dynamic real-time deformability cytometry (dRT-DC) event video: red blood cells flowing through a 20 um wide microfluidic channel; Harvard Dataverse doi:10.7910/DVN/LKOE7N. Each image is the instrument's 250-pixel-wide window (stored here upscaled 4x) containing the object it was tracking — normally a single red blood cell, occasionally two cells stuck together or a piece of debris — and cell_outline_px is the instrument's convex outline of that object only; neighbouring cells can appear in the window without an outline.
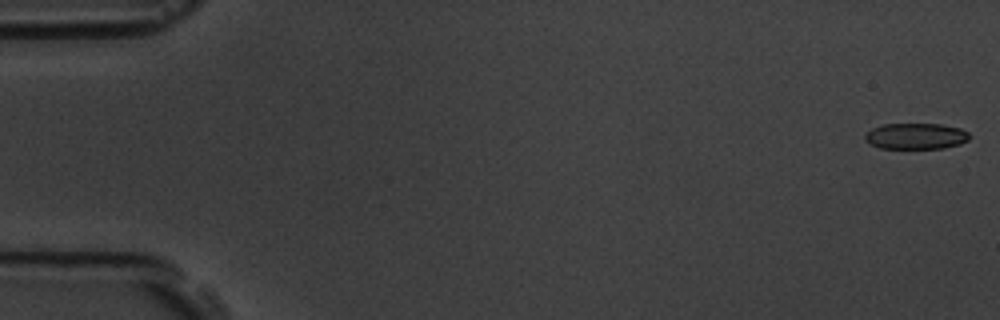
{"species": "common noctule bat (a hibernating species)", "species_latin": "Nyctalus noctula", "temperature_condition": "room temperature", "stored_images_in_passage": 17, "camera_frame_rate_fps": 3000, "um_per_image_px": 0.085, "animal": {"sex": "male", "body_mass_g": 19.5, "forearm_length_mm": 54.6}, "frame": {"image": 1, "passage_image": 1, "time_ms": 0.0, "image_size_px": [1000, 320], "cell_outline_px": [[968, 140], [960, 144], [944, 148], [880, 148], [864, 140], [864, 136], [872, 128], [884, 124], [940, 124], [960, 128], [968, 132]], "centroid_in_image_um": [77.85, 11.57], "position_along_channel_um": 7.2, "area_um2": 15.72}}
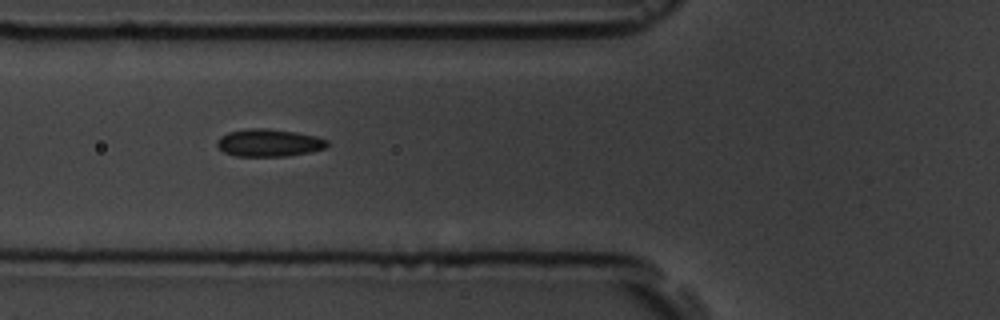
{"frame": {"image": 2, "passage_image": 7, "time_ms": 6.667, "image_size_px": [1000, 320], "cell_outline_px": [[328, 144], [324, 148], [308, 152], [288, 156], [236, 156], [224, 152], [216, 144], [216, 140], [220, 136], [228, 132], [244, 128], [268, 128], [296, 132], [316, 136], [328, 140]], "centroid_in_image_um": [22.82, 12.12], "position_along_channel_um": 103.0, "area_um2": 17.74}}
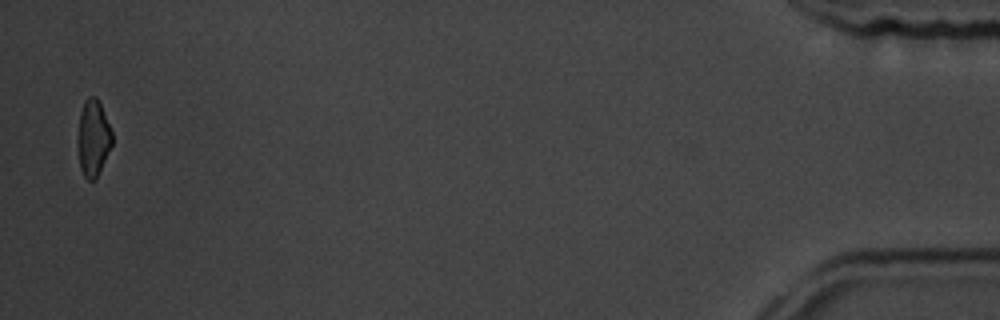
{"frame": {"image": 3, "passage_image": 17, "time_ms": 18.0, "image_size_px": [1000, 320], "cell_outline_px": [[112, 144], [96, 176], [92, 180], [88, 180], [84, 176], [80, 168], [76, 140], [76, 136], [80, 112], [84, 100], [88, 96], [96, 96], [100, 104], [112, 132]], "centroid_in_image_um": [7.87, 11.69], "position_along_channel_um": 427.3, "area_um2": 15.26}}